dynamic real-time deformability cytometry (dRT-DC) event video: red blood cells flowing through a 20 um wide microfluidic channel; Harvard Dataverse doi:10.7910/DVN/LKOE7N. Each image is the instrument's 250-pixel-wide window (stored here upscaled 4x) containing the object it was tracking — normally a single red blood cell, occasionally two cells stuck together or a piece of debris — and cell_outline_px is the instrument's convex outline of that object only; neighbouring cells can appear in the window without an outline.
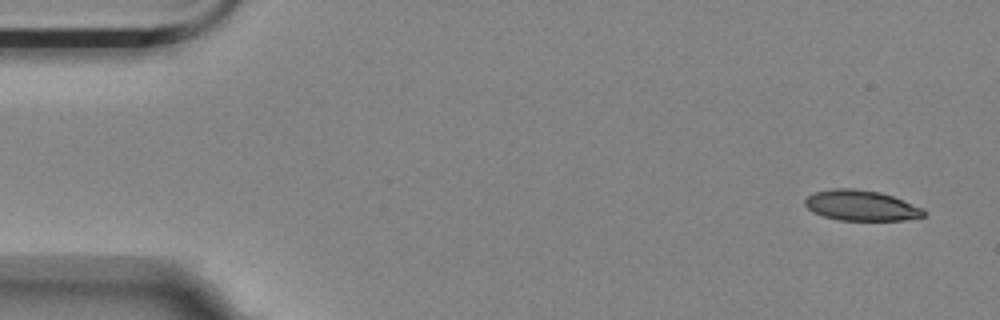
{"species": "Egyptian fruit bat (a non-hibernating species)", "species_latin": "Rousettus aegyptiacus", "temperature_condition": "room temperature", "stored_images_in_passage": 3, "camera_frame_rate_fps": 3000, "um_per_image_px": 0.085, "animal": {"sex": "female"}, "frame": {"image": 1, "passage_image": 1, "time_ms": 0.0, "image_size_px": [1000, 320], "cell_outline_px": [[928, 212], [924, 216], [904, 220], [840, 220], [824, 216], [812, 212], [804, 204], [804, 200], [808, 196], [816, 192], [832, 188], [852, 188], [880, 192], [892, 196], [924, 208]], "centroid_in_image_um": [73.21, 17.47], "position_along_channel_um": 11.8, "area_um2": 21.1}}